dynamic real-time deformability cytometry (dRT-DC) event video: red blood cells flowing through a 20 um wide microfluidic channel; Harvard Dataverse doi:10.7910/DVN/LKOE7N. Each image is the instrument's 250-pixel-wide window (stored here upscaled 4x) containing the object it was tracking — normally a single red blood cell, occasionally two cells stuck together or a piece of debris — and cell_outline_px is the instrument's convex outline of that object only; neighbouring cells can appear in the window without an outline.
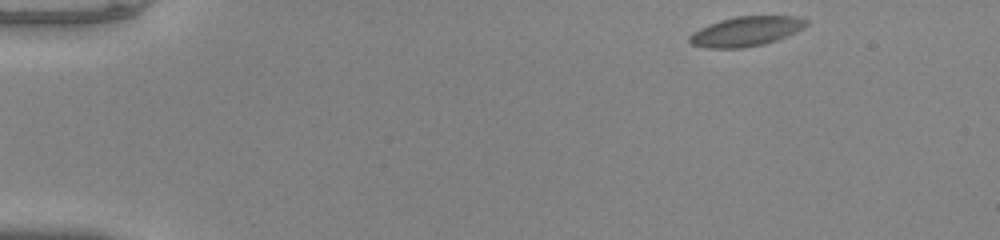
{"species": "common noctule bat (a hibernating species)", "species_latin": "Nyctalus noctula", "temperature_condition": "warm", "stored_images_in_passage": 46, "camera_frame_rate_fps": 3000, "um_per_image_px": 0.085, "animal": {"sex": "male", "body_mass_g": 20.0, "forearm_length_mm": 53.3}, "frame": {"image": 1, "passage_image": 1, "time_ms": 0.0, "image_size_px": [1000, 240], "cell_outline_px": [[808, 24], [804, 28], [796, 32], [776, 40], [764, 44], [744, 48], [708, 48], [692, 44], [688, 40], [688, 36], [692, 32], [708, 24], [720, 20], [736, 16], [796, 16], [808, 20]], "centroid_in_image_um": [63.41, 2.66], "position_along_channel_um": 21.6, "area_um2": 20.29}}
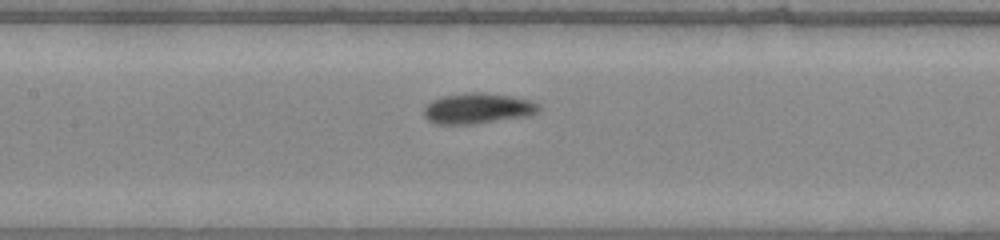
{"frame": {"image": 2, "passage_image": 20, "time_ms": 6.333, "image_size_px": [1000, 240], "cell_outline_px": [[540, 108], [532, 116], [472, 124], [440, 124], [428, 120], [424, 116], [424, 108], [432, 100], [440, 96], [464, 92], [480, 92], [512, 96], [528, 100], [540, 104]], "centroid_in_image_um": [40.61, 9.21], "position_along_channel_um": 166.8, "area_um2": 20.63}}
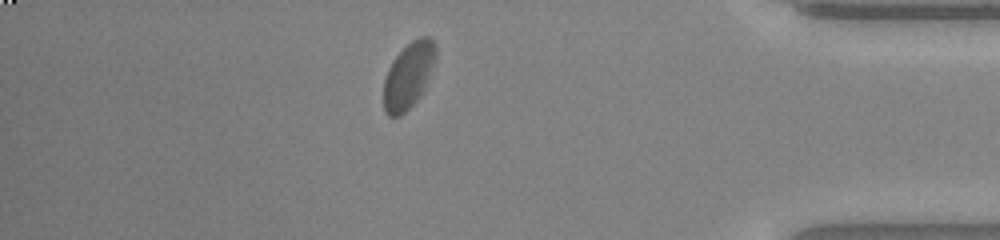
{"frame": {"image": 3, "passage_image": 40, "time_ms": 13.0, "image_size_px": [1000, 240], "cell_outline_px": [[436, 56], [424, 88], [420, 96], [400, 116], [388, 116], [384, 112], [384, 80], [388, 68], [392, 60], [412, 40], [420, 36], [428, 36], [436, 44]], "centroid_in_image_um": [34.71, 6.4], "position_along_channel_um": 400.5, "area_um2": 19.77}, "authors_computed_cell_mechanics": {"area_um2": 19.9699, "velocity_mm_per_s": 3.9782, "shape_relaxation_time_tau1_ms": 3.7253, "shape_relaxation_time_tau2_ms": 1.9214, "deformation_change_tau1": 0.1119, "deformation_change_tau2": 0.0612}}